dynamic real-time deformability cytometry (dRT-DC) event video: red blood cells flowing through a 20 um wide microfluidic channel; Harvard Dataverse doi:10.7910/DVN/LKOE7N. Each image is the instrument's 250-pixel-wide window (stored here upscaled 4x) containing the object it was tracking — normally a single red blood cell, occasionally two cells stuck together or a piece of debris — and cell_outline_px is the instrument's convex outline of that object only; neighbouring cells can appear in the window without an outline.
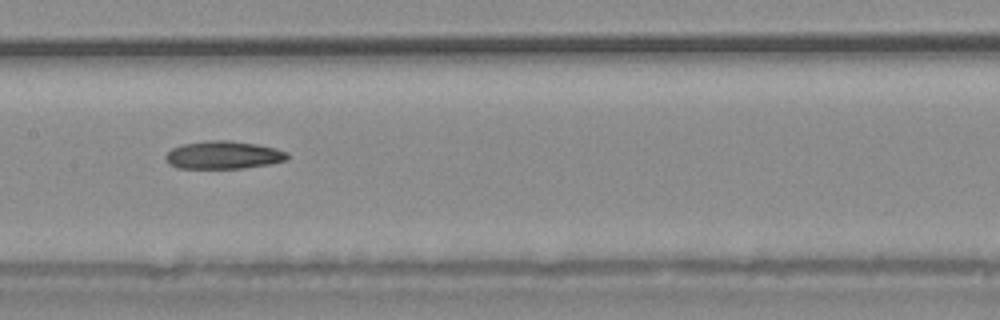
{"species": "common noctule bat (a hibernating species)", "species_latin": "Nyctalus noctula", "temperature_condition": "warm", "stored_images_in_passage": 24, "camera_frame_rate_fps": 3000, "um_per_image_px": 0.085, "animal": {"sex": "male", "body_mass_g": 20.4}, "frame": {"image": 1, "passage_image": 8, "time_ms": 2.333, "image_size_px": [1000, 320], "cell_outline_px": [[288, 160], [268, 164], [244, 168], [176, 168], [168, 164], [164, 160], [164, 156], [172, 148], [184, 144], [204, 140], [228, 140], [256, 144], [276, 148], [288, 152]], "centroid_in_image_um": [18.96, 13.17], "position_along_channel_um": 188.4, "area_um2": 19.94}}